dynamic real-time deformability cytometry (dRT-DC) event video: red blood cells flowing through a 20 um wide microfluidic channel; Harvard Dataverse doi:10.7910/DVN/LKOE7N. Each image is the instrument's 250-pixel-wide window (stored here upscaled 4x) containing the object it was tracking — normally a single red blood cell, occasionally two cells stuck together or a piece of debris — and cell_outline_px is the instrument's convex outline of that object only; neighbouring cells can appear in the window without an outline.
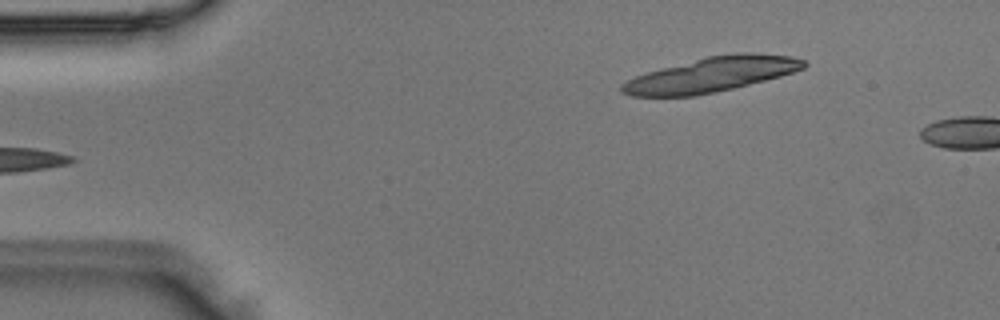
{"species": "Egyptian fruit bat (a non-hibernating species)", "species_latin": "Rousettus aegyptiacus", "temperature_condition": "room temperature", "stored_images_in_passage": 5, "camera_frame_rate_fps": 3000, "um_per_image_px": 0.085, "animal": {"sex": "male"}, "frame": {"image": 1, "passage_image": 5, "time_ms": 1.333, "image_size_px": [1000, 320], "cell_outline_px": [[808, 64], [804, 68], [780, 76], [732, 88], [696, 96], [632, 96], [620, 92], [620, 84], [636, 76], [660, 68], [708, 56], [732, 52], [752, 52], [792, 56], [804, 60]], "centroid_in_image_um": [60.47, 6.33], "position_along_channel_um": 24.5, "area_um2": 36.76}}